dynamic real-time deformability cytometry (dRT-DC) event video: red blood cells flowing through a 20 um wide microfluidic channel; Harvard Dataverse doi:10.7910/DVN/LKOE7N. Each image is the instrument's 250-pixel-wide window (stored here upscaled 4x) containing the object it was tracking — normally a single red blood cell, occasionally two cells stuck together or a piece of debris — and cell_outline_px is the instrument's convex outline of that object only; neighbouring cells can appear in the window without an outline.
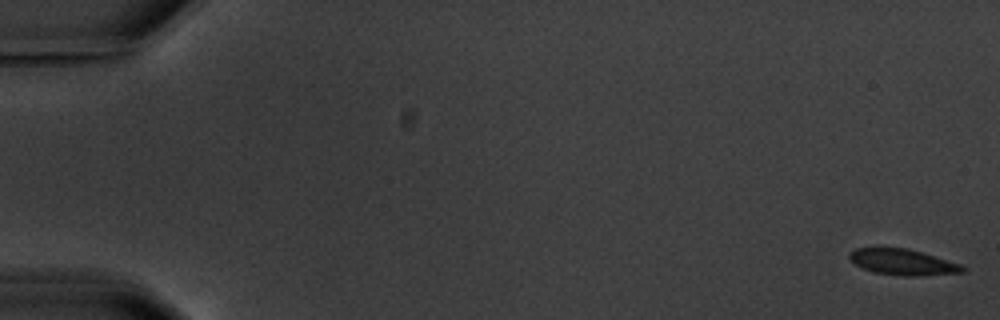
{"species": "common noctule bat (a hibernating species)", "species_latin": "Nyctalus noctula", "temperature_condition": "warm", "stored_images_in_passage": 7, "camera_frame_rate_fps": 3000, "um_per_image_px": 0.085, "animal": {"sex": "male", "body_mass_g": 20.1, "forearm_length_mm": 53.5}, "frame": {"image": 1, "passage_image": 1, "time_ms": 0.0, "image_size_px": [1000, 320], "cell_outline_px": [[968, 268], [964, 272], [920, 276], [904, 276], [872, 272], [856, 264], [848, 256], [848, 252], [856, 248], [876, 244], [880, 244], [908, 248], [960, 264]], "centroid_in_image_um": [76.66, 22.22], "position_along_channel_um": 8.3, "area_um2": 17.8}}
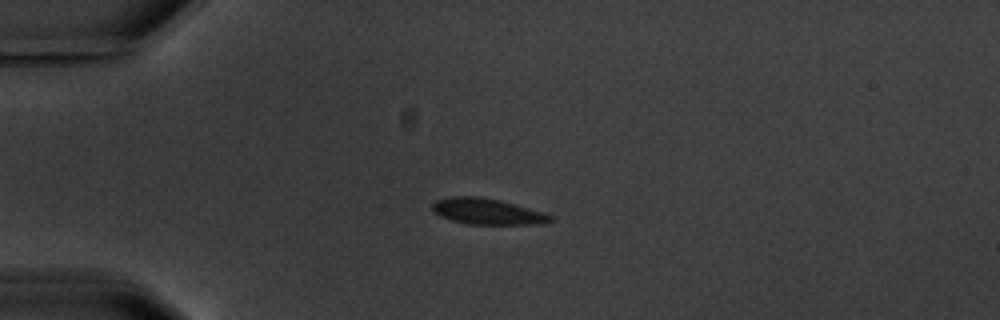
{"frame": {"image": 2, "passage_image": 5, "time_ms": 4.667, "image_size_px": [1000, 320], "cell_outline_px": [[556, 220], [536, 224], [468, 224], [452, 220], [440, 216], [432, 208], [432, 204], [436, 200], [448, 196], [480, 196], [500, 200], [544, 212], [552, 216]], "centroid_in_image_um": [41.42, 17.96], "position_along_channel_um": 43.6, "area_um2": 17.86}}
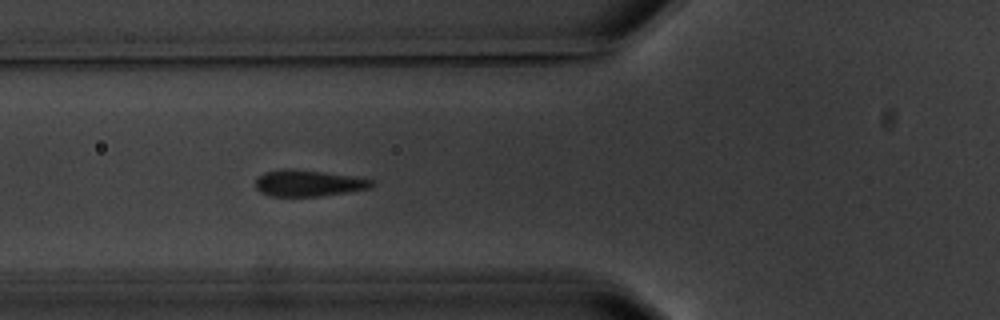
{"frame": {"image": 3, "passage_image": 7, "time_ms": 7.0, "image_size_px": [1000, 320], "cell_outline_px": [[376, 184], [372, 188], [348, 192], [320, 196], [268, 196], [260, 192], [256, 188], [256, 180], [264, 172], [280, 168], [292, 168], [324, 172], [376, 180]], "centroid_in_image_um": [26.23, 15.56], "position_along_channel_um": 99.6, "area_um2": 18.09}}